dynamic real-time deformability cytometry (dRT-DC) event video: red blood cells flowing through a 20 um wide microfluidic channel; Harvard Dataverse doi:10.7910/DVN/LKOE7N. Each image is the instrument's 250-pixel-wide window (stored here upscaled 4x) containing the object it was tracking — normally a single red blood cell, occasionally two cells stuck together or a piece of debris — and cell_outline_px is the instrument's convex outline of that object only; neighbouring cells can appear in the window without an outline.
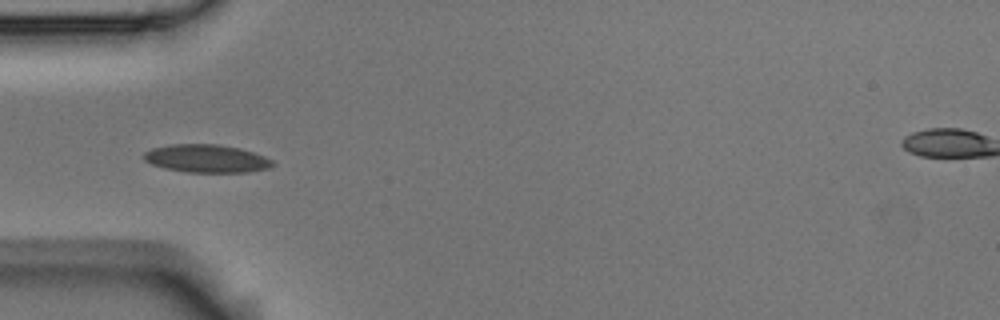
{"species": "Egyptian fruit bat (a non-hibernating species)", "species_latin": "Rousettus aegyptiacus", "temperature_condition": "room temperature", "stored_images_in_passage": 6, "camera_frame_rate_fps": 3000, "um_per_image_px": 0.085, "animal": {"sex": "male"}, "frame": {"image": 1, "passage_image": 5, "time_ms": 1.333, "image_size_px": [1000, 320], "cell_outline_px": [[276, 164], [268, 168], [248, 172], [188, 172], [164, 168], [152, 164], [144, 160], [144, 152], [152, 148], [172, 144], [220, 144], [240, 148], [264, 156], [272, 160]], "centroid_in_image_um": [17.56, 13.47], "position_along_channel_um": 67.4, "area_um2": 20.98}}
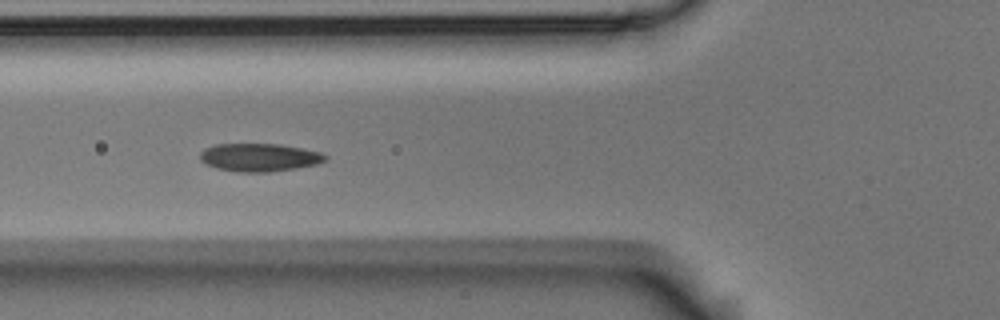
{"frame": {"image": 2, "passage_image": 6, "time_ms": 1.667, "image_size_px": [1000, 320], "cell_outline_px": [[328, 160], [316, 164], [296, 168], [272, 172], [240, 172], [216, 168], [200, 160], [200, 152], [204, 148], [216, 144], [280, 144], [304, 148], [320, 152], [328, 156]], "centroid_in_image_um": [22.07, 13.37], "position_along_channel_um": 103.7, "area_um2": 20.58}}